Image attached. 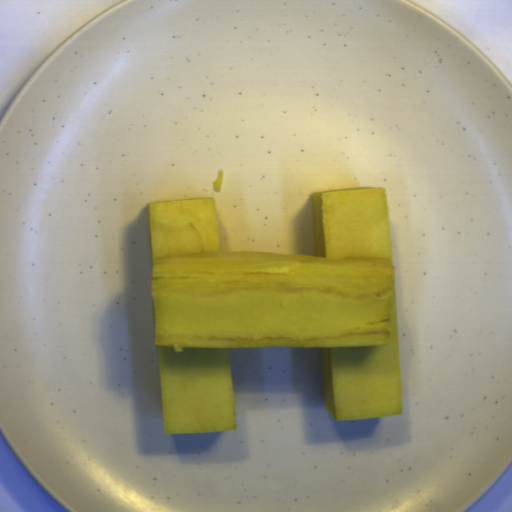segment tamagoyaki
<instances>
[{
  "label": "tamagoyaki",
  "instance_id": "1",
  "mask_svg": "<svg viewBox=\"0 0 512 512\" xmlns=\"http://www.w3.org/2000/svg\"><path fill=\"white\" fill-rule=\"evenodd\" d=\"M310 201L315 255L221 251L212 196L147 203L165 435L238 427L230 348L320 347L335 420L402 414L385 187Z\"/></svg>",
  "mask_w": 512,
  "mask_h": 512
}]
</instances>
